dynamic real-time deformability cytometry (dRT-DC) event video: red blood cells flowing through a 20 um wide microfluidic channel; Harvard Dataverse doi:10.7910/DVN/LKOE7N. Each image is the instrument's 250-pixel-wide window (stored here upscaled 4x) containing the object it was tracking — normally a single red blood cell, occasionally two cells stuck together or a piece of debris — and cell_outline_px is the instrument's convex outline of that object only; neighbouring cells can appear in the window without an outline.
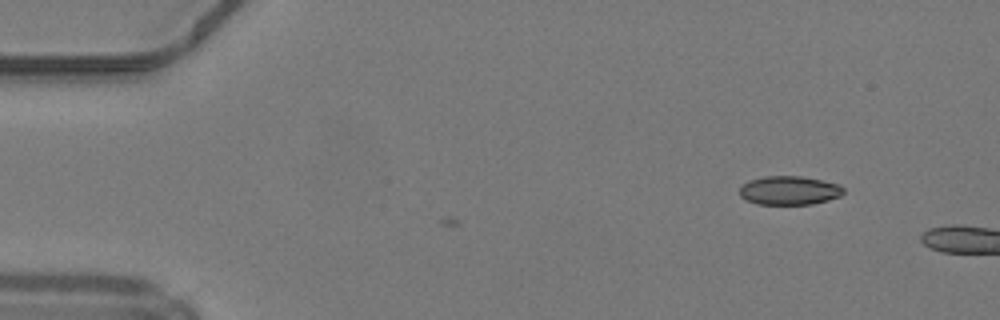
{"species": "common noctule bat (a hibernating species)", "species_latin": "Nyctalus noctula", "temperature_condition": "warm", "stored_images_in_passage": 7, "camera_frame_rate_fps": 3000, "um_per_image_px": 0.085, "animal": {"sex": "male", "body_mass_g": 19.2, "forearm_length_mm": 51.8}, "frame": {"image": 1, "passage_image": 7, "time_ms": 2.0, "image_size_px": [1000, 320], "cell_outline_px": [[844, 192], [840, 196], [828, 200], [812, 204], [756, 204], [740, 196], [740, 188], [748, 180], [764, 176], [800, 176], [840, 184], [844, 188]], "centroid_in_image_um": [67.1, 16.18], "position_along_channel_um": 17.9, "area_um2": 17.4}}